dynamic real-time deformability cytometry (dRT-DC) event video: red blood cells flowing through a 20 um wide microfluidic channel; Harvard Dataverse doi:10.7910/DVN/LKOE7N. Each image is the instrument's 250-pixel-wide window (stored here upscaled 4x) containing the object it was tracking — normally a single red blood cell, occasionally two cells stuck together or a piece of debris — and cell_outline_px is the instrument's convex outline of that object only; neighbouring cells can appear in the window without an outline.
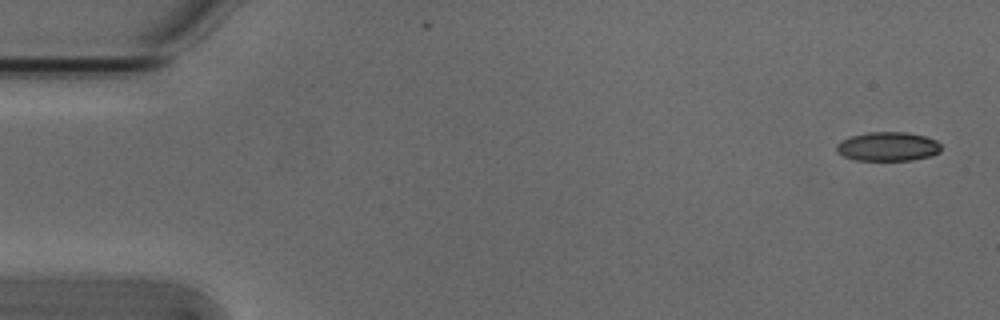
{"species": "Egyptian fruit bat (a non-hibernating species)", "species_latin": "Rousettus aegyptiacus", "temperature_condition": "cold", "stored_images_in_passage": 4, "camera_frame_rate_fps": 3000, "um_per_image_px": 0.085, "animal": {"sex": "male"}, "frame": {"image": 1, "passage_image": 1, "time_ms": 0.0, "image_size_px": [1000, 320], "cell_outline_px": [[940, 152], [928, 156], [912, 160], [856, 160], [844, 156], [836, 152], [836, 144], [840, 140], [852, 136], [868, 132], [908, 132], [924, 136], [936, 140], [940, 144]], "centroid_in_image_um": [75.44, 12.45], "position_along_channel_um": 9.6, "area_um2": 17.69}}